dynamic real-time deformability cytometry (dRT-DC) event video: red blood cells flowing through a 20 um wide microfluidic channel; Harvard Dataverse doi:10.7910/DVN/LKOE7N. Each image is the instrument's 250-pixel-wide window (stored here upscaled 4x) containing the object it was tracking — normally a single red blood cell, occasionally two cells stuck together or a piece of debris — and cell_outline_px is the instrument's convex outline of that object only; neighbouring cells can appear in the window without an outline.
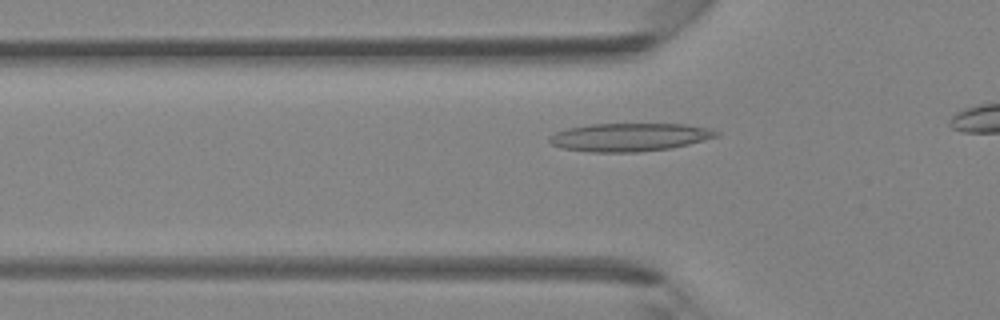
{"species": "Egyptian fruit bat (a non-hibernating species)", "species_latin": "Rousettus aegyptiacus", "temperature_condition": "room temperature", "stored_images_in_passage": 22, "camera_frame_rate_fps": 3000, "um_per_image_px": 0.085, "animal": {"sex": "female"}, "frame": {"image": 1, "passage_image": 9, "time_ms": 2.667, "image_size_px": [1000, 320], "cell_outline_px": [[720, 136], [672, 148], [636, 152], [592, 152], [560, 148], [552, 144], [548, 140], [548, 136], [556, 132], [568, 128], [588, 124], [684, 124], [712, 128], [720, 132]], "centroid_in_image_um": [53.53, 11.65], "position_along_channel_um": 72.3, "area_um2": 27.57}}
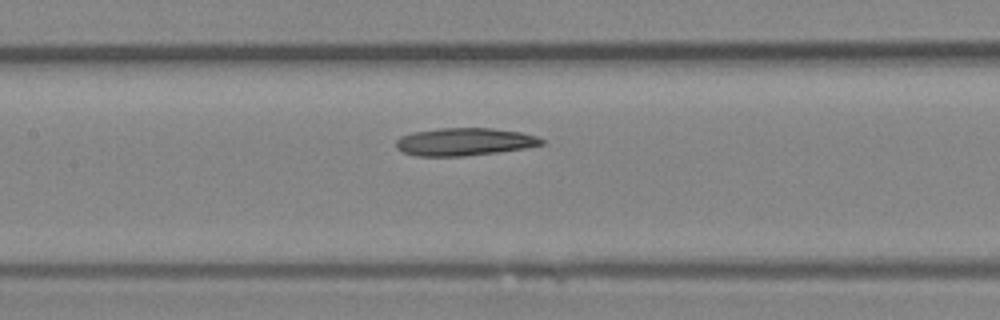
{"frame": {"image": 2, "passage_image": 15, "time_ms": 4.667, "image_size_px": [1000, 320], "cell_outline_px": [[548, 144], [500, 152], [464, 156], [416, 156], [404, 152], [396, 148], [396, 140], [400, 136], [412, 132], [440, 128], [492, 128], [520, 132], [536, 136], [544, 140]], "centroid_in_image_um": [39.49, 12.05], "position_along_channel_um": 167.9, "area_um2": 23.64}}
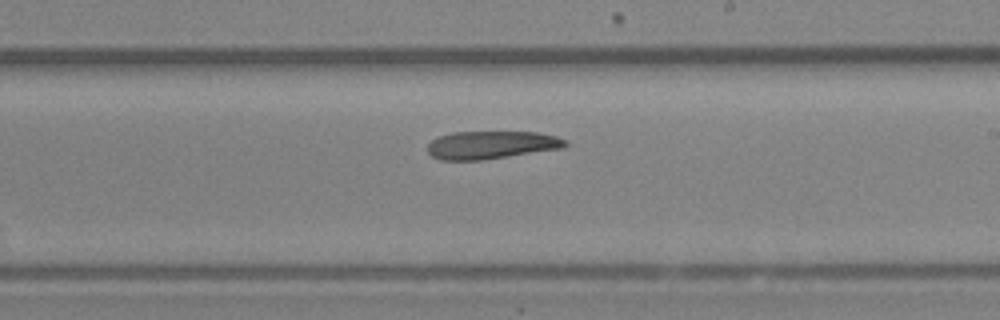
{"frame": {"image": 3, "passage_image": 20, "time_ms": 6.333, "image_size_px": [1000, 320], "cell_outline_px": [[568, 144], [564, 148], [480, 160], [440, 160], [432, 156], [428, 152], [428, 144], [436, 136], [452, 132], [536, 132], [556, 136], [564, 140]], "centroid_in_image_um": [41.73, 12.31], "position_along_channel_um": 247.3, "area_um2": 22.37}}